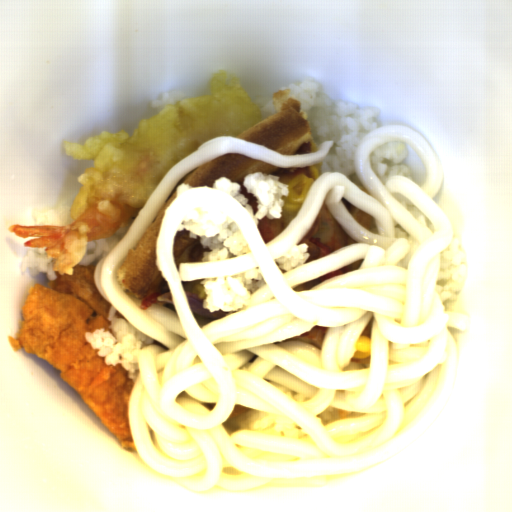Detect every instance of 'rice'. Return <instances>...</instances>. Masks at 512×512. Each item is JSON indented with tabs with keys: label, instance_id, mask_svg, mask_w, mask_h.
<instances>
[{
	"label": "rice",
	"instance_id": "obj_10",
	"mask_svg": "<svg viewBox=\"0 0 512 512\" xmlns=\"http://www.w3.org/2000/svg\"><path fill=\"white\" fill-rule=\"evenodd\" d=\"M128 229L129 227L120 228L112 237L87 241L86 252L80 262L76 265L82 267L97 266L100 259L116 245Z\"/></svg>",
	"mask_w": 512,
	"mask_h": 512
},
{
	"label": "rice",
	"instance_id": "obj_7",
	"mask_svg": "<svg viewBox=\"0 0 512 512\" xmlns=\"http://www.w3.org/2000/svg\"><path fill=\"white\" fill-rule=\"evenodd\" d=\"M237 431L259 432L274 436L307 440L310 437L292 420L275 412L261 409L245 410L233 419Z\"/></svg>",
	"mask_w": 512,
	"mask_h": 512
},
{
	"label": "rice",
	"instance_id": "obj_4",
	"mask_svg": "<svg viewBox=\"0 0 512 512\" xmlns=\"http://www.w3.org/2000/svg\"><path fill=\"white\" fill-rule=\"evenodd\" d=\"M211 188L232 195L257 224L262 218L279 219L286 211L282 196L287 187L273 174H247L241 185L227 178H218Z\"/></svg>",
	"mask_w": 512,
	"mask_h": 512
},
{
	"label": "rice",
	"instance_id": "obj_13",
	"mask_svg": "<svg viewBox=\"0 0 512 512\" xmlns=\"http://www.w3.org/2000/svg\"><path fill=\"white\" fill-rule=\"evenodd\" d=\"M276 95L272 96L266 103L257 105L262 114V119L266 118V117H270L271 115L274 114V112L276 110V107H275V96Z\"/></svg>",
	"mask_w": 512,
	"mask_h": 512
},
{
	"label": "rice",
	"instance_id": "obj_12",
	"mask_svg": "<svg viewBox=\"0 0 512 512\" xmlns=\"http://www.w3.org/2000/svg\"><path fill=\"white\" fill-rule=\"evenodd\" d=\"M193 97L187 92L182 91H166L162 94L159 101H151L150 108L161 110L163 107L169 104H173L175 102Z\"/></svg>",
	"mask_w": 512,
	"mask_h": 512
},
{
	"label": "rice",
	"instance_id": "obj_1",
	"mask_svg": "<svg viewBox=\"0 0 512 512\" xmlns=\"http://www.w3.org/2000/svg\"><path fill=\"white\" fill-rule=\"evenodd\" d=\"M283 90L292 93L307 117L318 150L325 140L334 142L320 162L321 174L342 173L369 194L356 177L355 158L359 141L378 129L381 107H358L353 102L334 100L327 95L320 81L313 78L294 81Z\"/></svg>",
	"mask_w": 512,
	"mask_h": 512
},
{
	"label": "rice",
	"instance_id": "obj_9",
	"mask_svg": "<svg viewBox=\"0 0 512 512\" xmlns=\"http://www.w3.org/2000/svg\"><path fill=\"white\" fill-rule=\"evenodd\" d=\"M45 249L46 247H29L23 256L19 271L34 276L37 274H43L46 279L54 281L56 278V271H54L52 267L56 260L49 259Z\"/></svg>",
	"mask_w": 512,
	"mask_h": 512
},
{
	"label": "rice",
	"instance_id": "obj_8",
	"mask_svg": "<svg viewBox=\"0 0 512 512\" xmlns=\"http://www.w3.org/2000/svg\"><path fill=\"white\" fill-rule=\"evenodd\" d=\"M407 154L408 146L403 142L387 141L372 151L368 164L375 177L383 184L396 176L411 179L412 171L405 163Z\"/></svg>",
	"mask_w": 512,
	"mask_h": 512
},
{
	"label": "rice",
	"instance_id": "obj_6",
	"mask_svg": "<svg viewBox=\"0 0 512 512\" xmlns=\"http://www.w3.org/2000/svg\"><path fill=\"white\" fill-rule=\"evenodd\" d=\"M469 263L457 242L440 253L436 290L444 311L462 294L469 277Z\"/></svg>",
	"mask_w": 512,
	"mask_h": 512
},
{
	"label": "rice",
	"instance_id": "obj_14",
	"mask_svg": "<svg viewBox=\"0 0 512 512\" xmlns=\"http://www.w3.org/2000/svg\"><path fill=\"white\" fill-rule=\"evenodd\" d=\"M192 313H193V312H192ZM193 315H194V317H195V319H196V321L198 322V324H199V326H200V327H201V326H203V325H206V324H208V323L215 322V321H213L212 319H209V318H206V317L200 316V315L195 314V313H193Z\"/></svg>",
	"mask_w": 512,
	"mask_h": 512
},
{
	"label": "rice",
	"instance_id": "obj_5",
	"mask_svg": "<svg viewBox=\"0 0 512 512\" xmlns=\"http://www.w3.org/2000/svg\"><path fill=\"white\" fill-rule=\"evenodd\" d=\"M203 308L210 312H229L245 307L265 285L258 268L239 273L201 278Z\"/></svg>",
	"mask_w": 512,
	"mask_h": 512
},
{
	"label": "rice",
	"instance_id": "obj_3",
	"mask_svg": "<svg viewBox=\"0 0 512 512\" xmlns=\"http://www.w3.org/2000/svg\"><path fill=\"white\" fill-rule=\"evenodd\" d=\"M177 229L203 245L201 262L230 260L249 250L238 225L212 208L199 207L184 213Z\"/></svg>",
	"mask_w": 512,
	"mask_h": 512
},
{
	"label": "rice",
	"instance_id": "obj_2",
	"mask_svg": "<svg viewBox=\"0 0 512 512\" xmlns=\"http://www.w3.org/2000/svg\"><path fill=\"white\" fill-rule=\"evenodd\" d=\"M108 317L107 329L86 331L84 336L105 364L122 366L134 385L140 371L138 353L142 347L157 344L166 351L169 348L135 327L111 303Z\"/></svg>",
	"mask_w": 512,
	"mask_h": 512
},
{
	"label": "rice",
	"instance_id": "obj_11",
	"mask_svg": "<svg viewBox=\"0 0 512 512\" xmlns=\"http://www.w3.org/2000/svg\"><path fill=\"white\" fill-rule=\"evenodd\" d=\"M72 205L64 206L61 210L50 208L46 211L34 212L33 226H66L73 223L76 220L71 217Z\"/></svg>",
	"mask_w": 512,
	"mask_h": 512
}]
</instances>
